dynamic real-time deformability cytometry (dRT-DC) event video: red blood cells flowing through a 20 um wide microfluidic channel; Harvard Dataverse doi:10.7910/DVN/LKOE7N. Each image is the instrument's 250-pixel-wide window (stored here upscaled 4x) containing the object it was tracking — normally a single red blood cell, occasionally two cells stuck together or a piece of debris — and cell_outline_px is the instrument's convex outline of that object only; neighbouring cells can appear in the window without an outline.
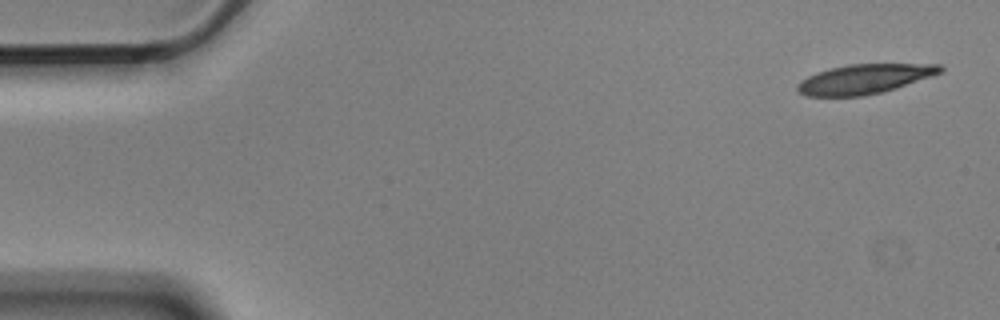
{"species": "Egyptian fruit bat (a non-hibernating species)", "species_latin": "Rousettus aegyptiacus", "temperature_condition": "cold", "stored_images_in_passage": 5, "camera_frame_rate_fps": 3000, "um_per_image_px": 0.085, "animal": {"sex": "male"}, "frame": {"image": 1, "passage_image": 1, "time_ms": 0.0, "image_size_px": [1000, 320], "cell_outline_px": [[944, 68], [940, 72], [884, 92], [864, 96], [808, 96], [796, 92], [796, 84], [800, 80], [816, 72], [828, 68], [848, 64], [940, 64]], "centroid_in_image_um": [73.38, 6.72], "position_along_channel_um": 11.6, "area_um2": 24.57}}
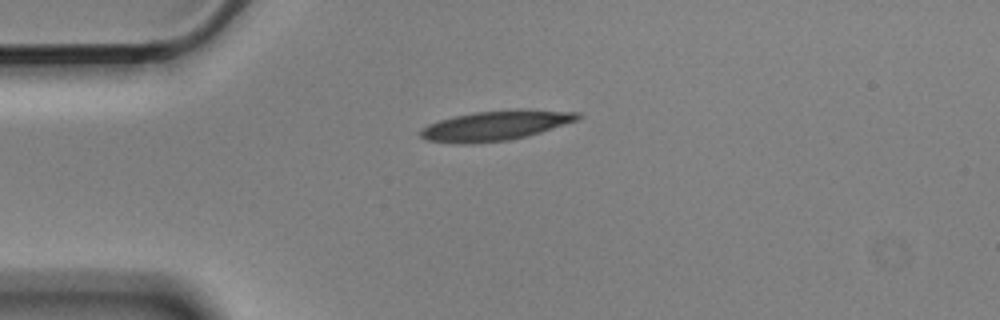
{"frame": {"image": 2, "passage_image": 4, "time_ms": 1.0, "image_size_px": [1000, 320], "cell_outline_px": [[580, 116], [576, 120], [528, 136], [508, 140], [472, 144], [428, 140], [420, 136], [416, 132], [420, 128], [428, 124], [440, 120], [472, 112], [520, 108], [524, 108], [580, 112]], "centroid_in_image_um": [42.11, 10.65], "position_along_channel_um": 42.9, "area_um2": 27.46}}